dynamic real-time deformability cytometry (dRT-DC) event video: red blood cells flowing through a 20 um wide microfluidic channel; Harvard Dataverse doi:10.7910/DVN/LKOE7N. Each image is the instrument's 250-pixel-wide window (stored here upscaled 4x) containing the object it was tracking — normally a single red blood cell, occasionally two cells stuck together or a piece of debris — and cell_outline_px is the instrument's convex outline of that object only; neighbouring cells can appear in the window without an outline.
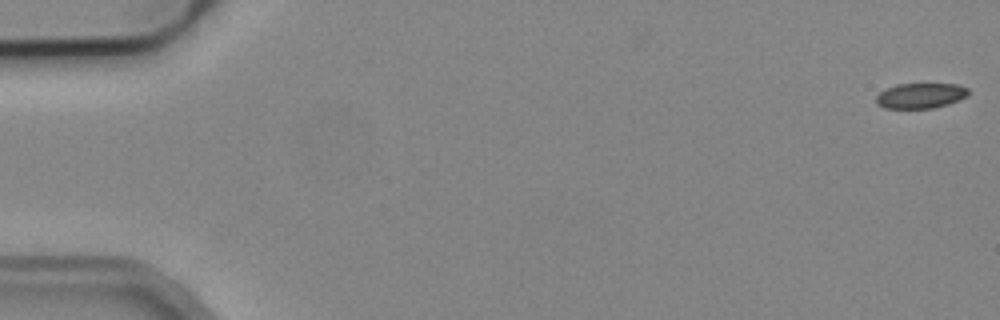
{"species": "common noctule bat (a hibernating species)", "species_latin": "Nyctalus noctula", "temperature_condition": "cold", "stored_images_in_passage": 6, "camera_frame_rate_fps": 3000, "um_per_image_px": 0.085, "animal": {"sex": "male", "body_mass_g": 19.2, "forearm_length_mm": 51.8}, "frame": {"image": 1, "passage_image": 1, "time_ms": 0.0, "image_size_px": [1000, 320], "cell_outline_px": [[968, 96], [960, 100], [948, 104], [932, 108], [884, 108], [876, 104], [876, 96], [880, 92], [896, 84], [956, 84], [968, 88]], "centroid_in_image_um": [78.25, 8.13], "position_along_channel_um": 6.7, "area_um2": 13.58}}
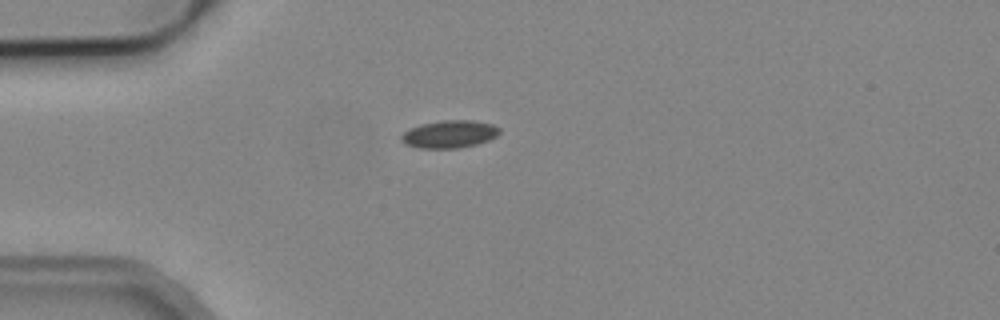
{"frame": {"image": 2, "passage_image": 5, "time_ms": 4.667, "image_size_px": [1000, 320], "cell_outline_px": [[500, 132], [496, 136], [488, 140], [476, 144], [460, 148], [420, 148], [404, 144], [400, 140], [400, 136], [404, 132], [420, 124], [444, 120], [472, 120], [492, 124], [500, 128]], "centroid_in_image_um": [38.19, 11.4], "position_along_channel_um": 46.8, "area_um2": 15.78}}
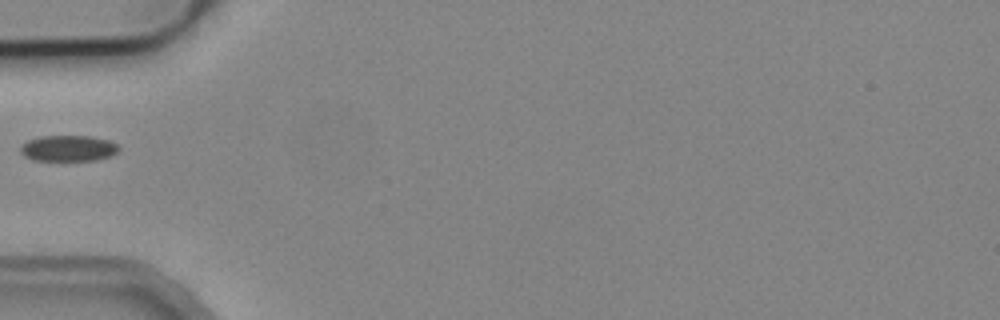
{"frame": {"image": 3, "passage_image": 6, "time_ms": 6.0, "image_size_px": [1000, 320], "cell_outline_px": [[120, 148], [112, 156], [96, 160], [32, 160], [24, 156], [20, 152], [20, 148], [28, 140], [40, 136], [88, 136], [108, 140], [116, 144]], "centroid_in_image_um": [5.8, 12.61], "position_along_channel_um": 79.2, "area_um2": 14.8}}